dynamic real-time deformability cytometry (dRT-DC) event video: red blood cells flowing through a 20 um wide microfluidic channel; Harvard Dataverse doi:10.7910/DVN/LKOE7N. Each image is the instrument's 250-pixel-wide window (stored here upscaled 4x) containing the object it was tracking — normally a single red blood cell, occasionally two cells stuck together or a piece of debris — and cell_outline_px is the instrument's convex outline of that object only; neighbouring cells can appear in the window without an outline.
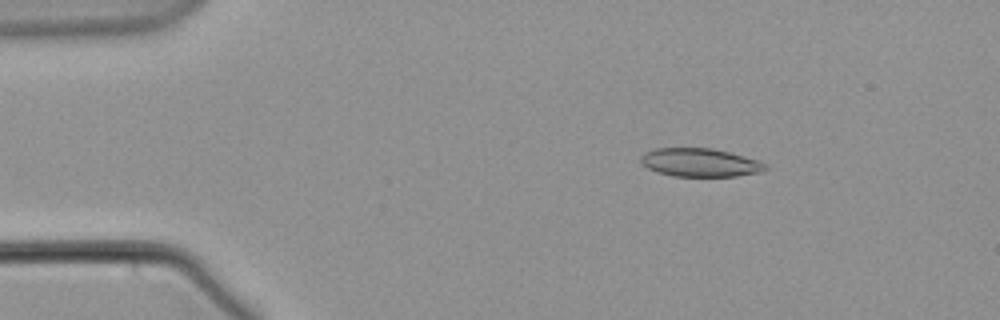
{"species": "common noctule bat (a hibernating species)", "species_latin": "Nyctalus noctula", "temperature_condition": "warm", "stored_images_in_passage": 55, "camera_frame_rate_fps": 3000, "um_per_image_px": 0.085, "animal": {"sex": "male", "body_mass_g": 21.5, "forearm_length_mm": 52.0}, "frame": {"image": 1, "passage_image": 7, "time_ms": 2.0, "image_size_px": [1000, 320], "cell_outline_px": [[768, 168], [760, 172], [736, 176], [672, 176], [656, 172], [648, 168], [640, 160], [640, 156], [644, 152], [656, 148], [712, 148], [728, 152], [756, 160], [768, 164]], "centroid_in_image_um": [59.48, 13.81], "position_along_channel_um": 25.5, "area_um2": 20.52}}
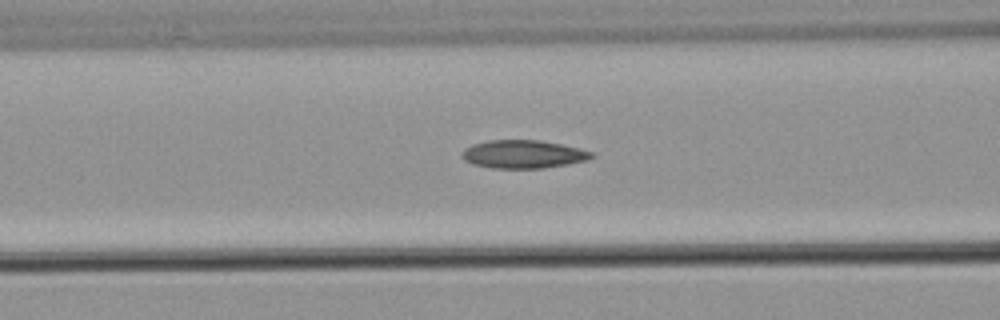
{"frame": {"image": 2, "passage_image": 21, "time_ms": 6.667, "image_size_px": [1000, 320], "cell_outline_px": [[596, 156], [588, 160], [568, 164], [544, 168], [492, 168], [472, 164], [464, 160], [464, 148], [472, 144], [488, 140], [540, 140], [580, 148], [592, 152]], "centroid_in_image_um": [44.51, 13.11], "position_along_channel_um": 122.1, "area_um2": 21.27}}
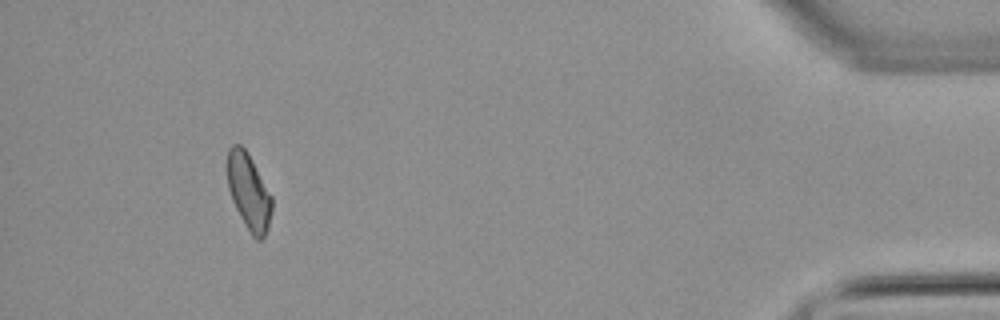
{"frame": {"image": 3, "passage_image": 51, "time_ms": 16.667, "image_size_px": [1000, 320], "cell_outline_px": [[272, 208], [268, 228], [264, 236], [260, 240], [256, 240], [252, 236], [240, 216], [232, 200], [228, 188], [228, 148], [232, 144], [240, 144], [248, 152], [272, 196]], "centroid_in_image_um": [21.15, 16.29], "position_along_channel_um": 414.0, "area_um2": 19.65}}